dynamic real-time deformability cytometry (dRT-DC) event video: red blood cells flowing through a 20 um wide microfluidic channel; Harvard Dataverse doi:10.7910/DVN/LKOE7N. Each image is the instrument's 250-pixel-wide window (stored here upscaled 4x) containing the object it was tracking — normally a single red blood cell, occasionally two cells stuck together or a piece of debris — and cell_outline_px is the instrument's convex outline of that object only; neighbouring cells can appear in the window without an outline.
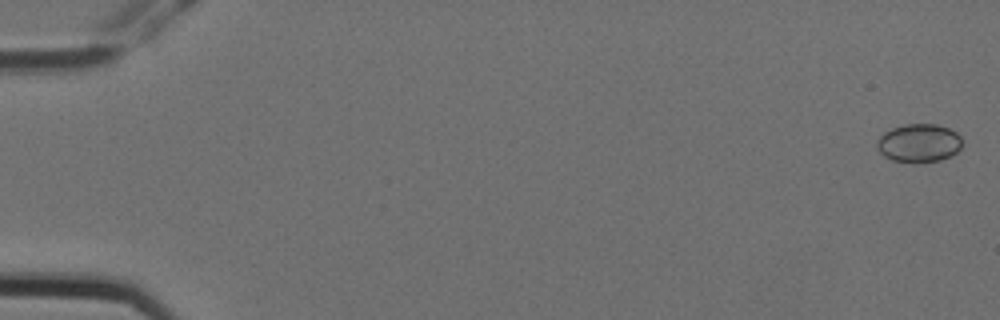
{"species": "Egyptian fruit bat (a non-hibernating species)", "species_latin": "Rousettus aegyptiacus", "temperature_condition": "cold", "stored_images_in_passage": 5, "camera_frame_rate_fps": 3000, "um_per_image_px": 0.085, "animal": {"sex": "female"}, "frame": {"image": 1, "passage_image": 1, "time_ms": 0.0, "image_size_px": [1000, 320], "cell_outline_px": [[964, 144], [952, 156], [940, 160], [916, 164], [892, 160], [884, 156], [880, 152], [876, 144], [880, 136], [884, 132], [892, 128], [904, 124], [936, 124], [948, 128], [956, 132], [960, 136]], "centroid_in_image_um": [78.13, 12.17], "position_along_channel_um": 6.9, "area_um2": 19.36}}
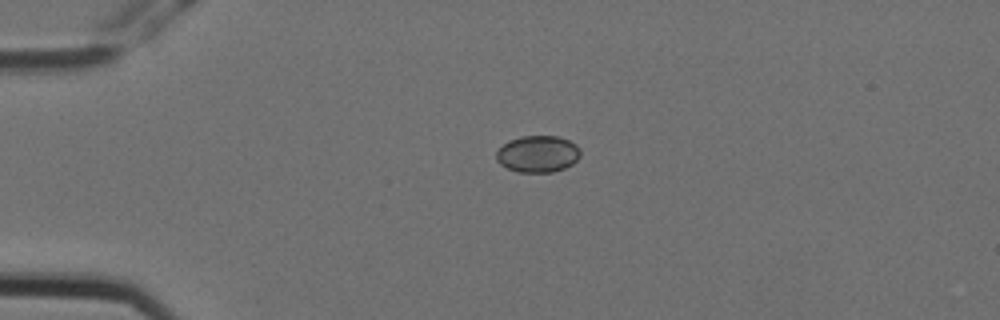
{"frame": {"image": 2, "passage_image": 4, "time_ms": 1.0, "image_size_px": [1000, 320], "cell_outline_px": [[580, 156], [572, 164], [564, 168], [552, 172], [520, 172], [508, 168], [500, 164], [496, 160], [496, 152], [508, 140], [520, 136], [556, 136], [568, 140], [576, 144], [580, 148]], "centroid_in_image_um": [45.71, 13.08], "position_along_channel_um": 39.3, "area_um2": 17.98}}